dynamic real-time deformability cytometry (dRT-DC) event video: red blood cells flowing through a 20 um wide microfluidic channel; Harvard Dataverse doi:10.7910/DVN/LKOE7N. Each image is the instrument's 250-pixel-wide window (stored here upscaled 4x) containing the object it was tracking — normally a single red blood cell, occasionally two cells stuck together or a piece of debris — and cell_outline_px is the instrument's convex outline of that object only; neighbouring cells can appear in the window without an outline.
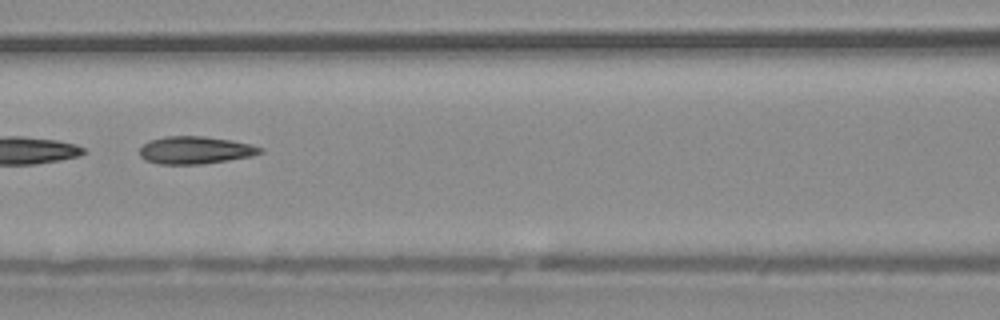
{"species": "common noctule bat (a hibernating species)", "species_latin": "Nyctalus noctula", "temperature_condition": "warm", "stored_images_in_passage": 11, "camera_frame_rate_fps": 3000, "um_per_image_px": 0.085, "animal": {"sex": "male", "body_mass_g": 20.4}, "frame": {"image": 1, "passage_image": 8, "time_ms": 2.333, "image_size_px": [1000, 320], "cell_outline_px": [[264, 152], [252, 156], [204, 164], [160, 164], [144, 160], [140, 156], [140, 148], [148, 140], [164, 136], [204, 136], [232, 140], [252, 144], [264, 148]], "centroid_in_image_um": [16.61, 12.76], "position_along_channel_um": 150.0, "area_um2": 19.59}}